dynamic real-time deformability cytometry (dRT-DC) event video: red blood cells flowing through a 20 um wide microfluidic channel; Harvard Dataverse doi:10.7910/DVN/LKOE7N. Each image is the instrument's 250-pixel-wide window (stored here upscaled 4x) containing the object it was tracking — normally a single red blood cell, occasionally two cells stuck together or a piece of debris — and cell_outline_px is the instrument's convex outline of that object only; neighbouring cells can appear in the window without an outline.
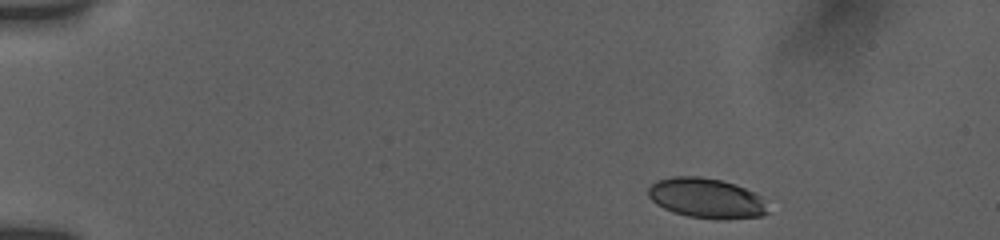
{"species": "human", "species_latin": "Homo sapiens", "temperature_condition": "room temperature", "stored_images_in_passage": 9, "camera_frame_rate_fps": 3000, "um_per_image_px": 0.085, "donor": {"sex": "female"}, "frame": {"image": 1, "passage_image": 1, "time_ms": 0.0, "image_size_px": [1000, 240], "cell_outline_px": [[768, 212], [760, 216], [724, 220], [716, 220], [688, 216], [664, 208], [656, 204], [648, 196], [648, 188], [656, 180], [672, 176], [700, 176], [720, 180], [736, 184], [760, 196]], "centroid_in_image_um": [60.01, 16.84], "position_along_channel_um": 25.0, "area_um2": 27.8}}
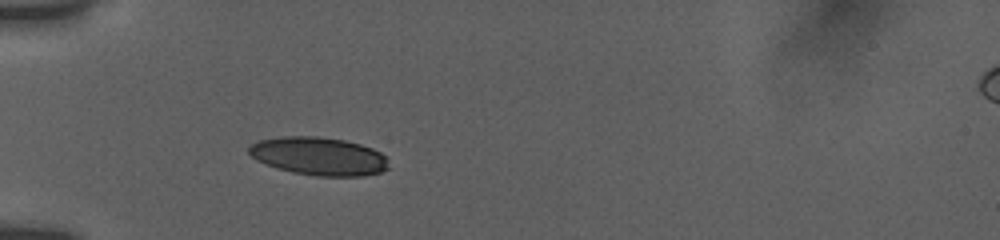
{"frame": {"image": 2, "passage_image": 6, "time_ms": 3.333, "image_size_px": [1000, 240], "cell_outline_px": [[388, 168], [380, 172], [364, 176], [316, 176], [292, 172], [276, 168], [256, 160], [248, 152], [248, 148], [256, 140], [280, 136], [316, 136], [344, 140], [360, 144], [372, 148], [380, 152], [384, 156]], "centroid_in_image_um": [27.05, 13.27], "position_along_channel_um": 57.9, "area_um2": 31.1}}
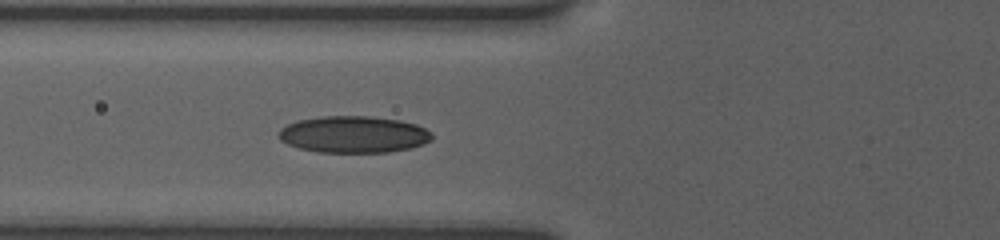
{"frame": {"image": 3, "passage_image": 9, "time_ms": 4.667, "image_size_px": [1000, 240], "cell_outline_px": [[432, 140], [424, 144], [412, 148], [388, 152], [316, 152], [300, 148], [288, 144], [280, 140], [276, 136], [280, 128], [296, 120], [324, 116], [368, 116], [400, 120], [416, 124], [432, 132]], "centroid_in_image_um": [30.05, 11.43], "position_along_channel_um": 95.7, "area_um2": 33.06}}